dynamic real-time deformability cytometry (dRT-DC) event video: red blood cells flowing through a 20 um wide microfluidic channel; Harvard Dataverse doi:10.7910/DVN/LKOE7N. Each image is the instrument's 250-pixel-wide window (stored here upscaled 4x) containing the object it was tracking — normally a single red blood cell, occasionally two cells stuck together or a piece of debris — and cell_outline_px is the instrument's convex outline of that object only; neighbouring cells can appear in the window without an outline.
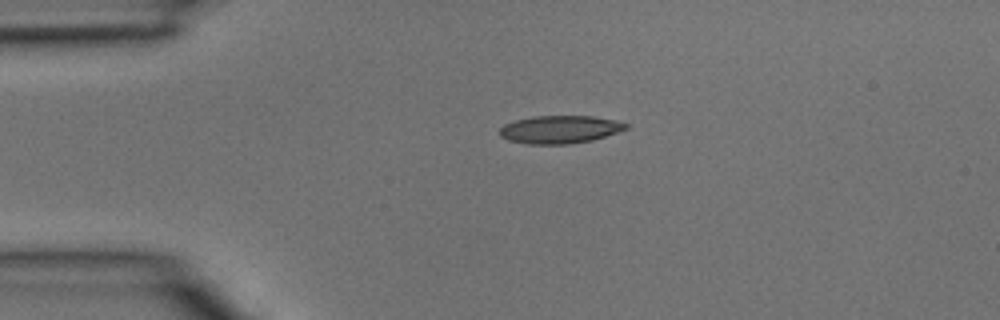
{"species": "common noctule bat (a hibernating species)", "species_latin": "Nyctalus noctula", "temperature_condition": "room temperature", "stored_images_in_passage": 2, "camera_frame_rate_fps": 3000, "um_per_image_px": 0.085, "animal": {"sex": "male", "body_mass_g": 15.6}, "frame": {"image": 1, "passage_image": 2, "time_ms": 0.333, "image_size_px": [1000, 320], "cell_outline_px": [[628, 128], [592, 140], [568, 144], [528, 144], [508, 140], [500, 136], [500, 128], [504, 124], [516, 120], [532, 116], [592, 116], [616, 120], [628, 124]], "centroid_in_image_um": [47.56, 11.0], "position_along_channel_um": 37.4, "area_um2": 20.4}}